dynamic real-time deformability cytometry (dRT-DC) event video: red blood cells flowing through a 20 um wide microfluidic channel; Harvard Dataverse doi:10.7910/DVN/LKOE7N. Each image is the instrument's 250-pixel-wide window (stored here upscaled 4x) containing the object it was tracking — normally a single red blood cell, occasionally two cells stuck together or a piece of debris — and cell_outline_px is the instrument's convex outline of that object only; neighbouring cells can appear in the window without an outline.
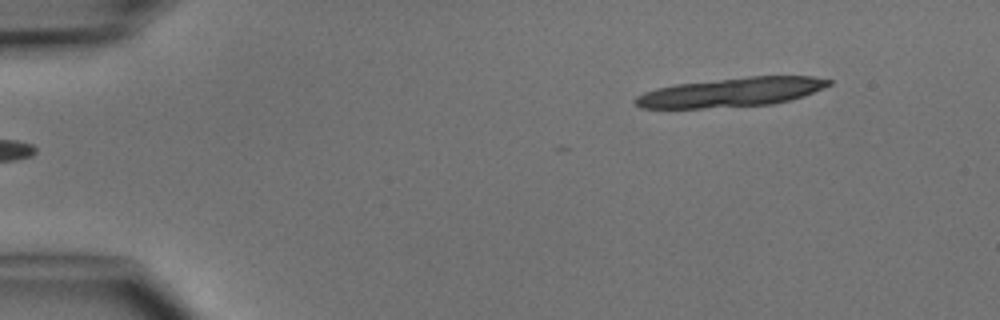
{"species": "common noctule bat (a hibernating species)", "species_latin": "Nyctalus noctula", "temperature_condition": "cold", "stored_images_in_passage": 4, "segment_of_instrument_passage": [2, 2], "camera_frame_rate_fps": 3000, "um_per_image_px": 0.085, "animal": {"sex": "male", "body_mass_g": 15.6}, "frame": {"image": 1, "passage_image": 4, "time_ms": 3.667, "image_size_px": [1000, 320], "cell_outline_px": [[832, 84], [804, 96], [772, 104], [704, 108], [640, 108], [632, 100], [636, 96], [644, 92], [656, 88], [676, 84], [748, 76], [812, 76], [832, 80]], "centroid_in_image_um": [62.15, 7.83], "position_along_channel_um": 22.9, "area_um2": 32.83}}